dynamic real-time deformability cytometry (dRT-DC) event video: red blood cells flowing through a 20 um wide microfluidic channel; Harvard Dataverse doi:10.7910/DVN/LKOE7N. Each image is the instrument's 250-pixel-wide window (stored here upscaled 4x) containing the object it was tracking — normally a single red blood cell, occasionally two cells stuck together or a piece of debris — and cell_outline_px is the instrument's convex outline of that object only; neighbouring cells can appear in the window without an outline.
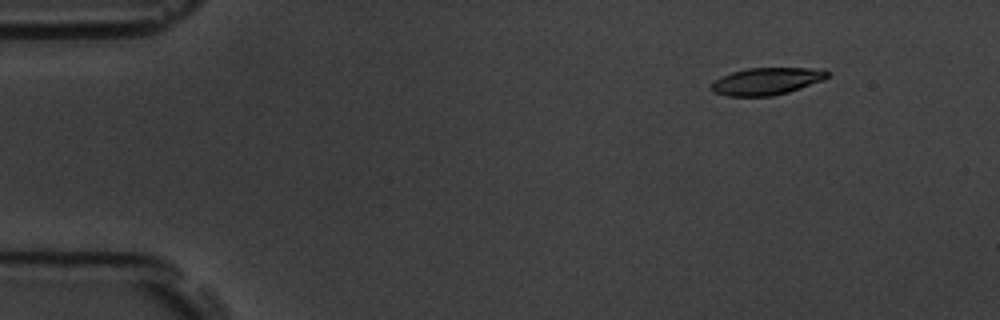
{"species": "common noctule bat (a hibernating species)", "species_latin": "Nyctalus noctula", "temperature_condition": "room temperature", "stored_images_in_passage": 4, "camera_frame_rate_fps": 3000, "um_per_image_px": 0.085, "animal": {"sex": "male", "body_mass_g": 19.5, "forearm_length_mm": 54.6}, "frame": {"image": 1, "passage_image": 2, "time_ms": 1.0, "image_size_px": [1000, 320], "cell_outline_px": [[828, 76], [824, 80], [788, 92], [772, 96], [728, 96], [712, 92], [712, 84], [716, 80], [732, 72], [748, 68], [824, 68], [828, 72]], "centroid_in_image_um": [65.21, 6.9], "position_along_channel_um": 19.8, "area_um2": 18.26}}